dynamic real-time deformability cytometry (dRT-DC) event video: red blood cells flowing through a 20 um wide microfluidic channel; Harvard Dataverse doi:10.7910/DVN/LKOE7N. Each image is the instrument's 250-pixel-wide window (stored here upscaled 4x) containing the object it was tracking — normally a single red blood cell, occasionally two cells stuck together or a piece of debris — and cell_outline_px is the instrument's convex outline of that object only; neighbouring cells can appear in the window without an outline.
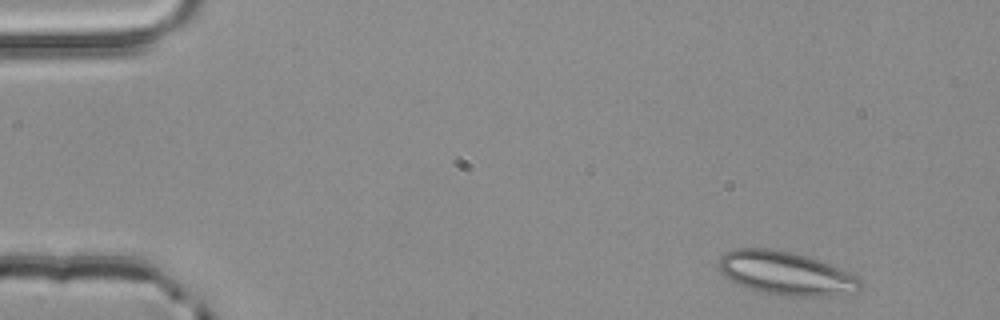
{"species": "common noctule bat (a hibernating species)", "species_latin": "Nyctalus noctula", "temperature_condition": "room temperature", "stored_images_in_passage": 50, "camera_frame_rate_fps": 3000, "um_per_image_px": 0.085, "animal": {"sex": "male", "body_mass_g": 20.4}, "frame": {"image": 1, "passage_image": 2, "time_ms": 0.333, "image_size_px": [1000, 320], "cell_outline_px": [[860, 288], [856, 292], [820, 296], [780, 296], [760, 292], [748, 288], [724, 276], [720, 272], [720, 256], [724, 252], [736, 248], [772, 248], [792, 252], [808, 256], [828, 264], [856, 276], [860, 280]], "centroid_in_image_um": [66.75, 23.22], "position_along_channel_um": 18.2, "area_um2": 35.6}}
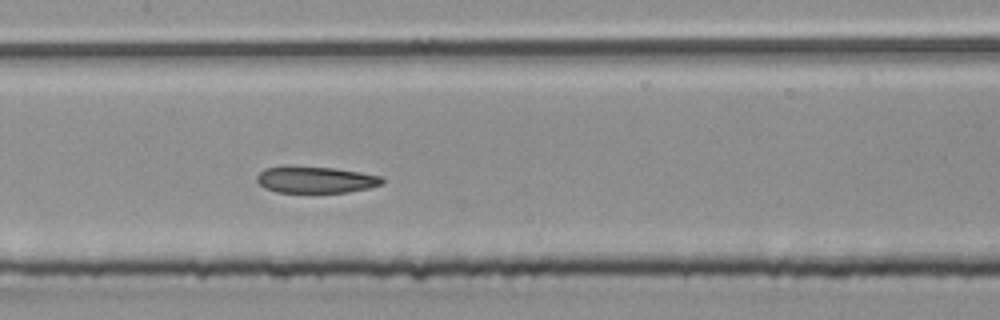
{"frame": {"image": 2, "passage_image": 23, "time_ms": 7.333, "image_size_px": [1000, 320], "cell_outline_px": [[384, 184], [368, 188], [348, 192], [276, 192], [264, 188], [256, 180], [256, 176], [264, 168], [336, 168], [384, 176]], "centroid_in_image_um": [26.9, 15.3], "position_along_channel_um": 180.5, "area_um2": 18.96}}
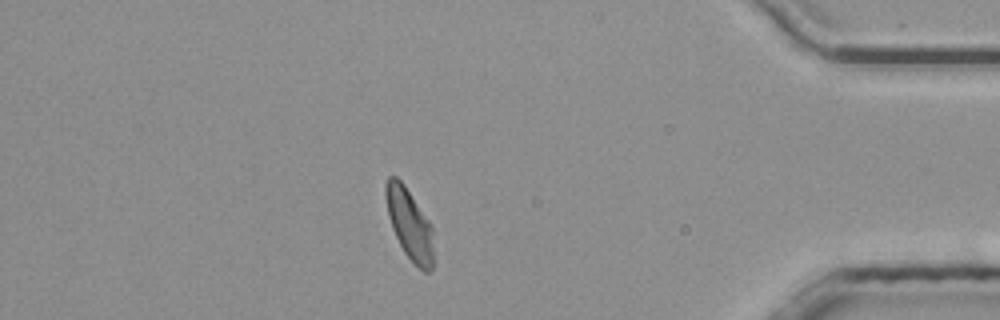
{"frame": {"image": 3, "passage_image": 43, "time_ms": 14.0, "image_size_px": [1000, 320], "cell_outline_px": [[432, 268], [428, 272], [424, 272], [404, 252], [392, 228], [388, 216], [384, 192], [384, 184], [388, 176], [396, 176], [404, 184], [428, 220], [432, 228]], "centroid_in_image_um": [34.76, 18.99], "position_along_channel_um": 400.4, "area_um2": 19.36}, "authors_computed_cell_mechanics": {"area_um2": 20.4612, "velocity_mm_per_s": 3.9178, "shape_relaxation_time_tau1_ms": null, "shape_relaxation_time_tau2_ms": 9.4641, "deformation_change_tau1": null, "deformation_change_tau2": 0.1605}}